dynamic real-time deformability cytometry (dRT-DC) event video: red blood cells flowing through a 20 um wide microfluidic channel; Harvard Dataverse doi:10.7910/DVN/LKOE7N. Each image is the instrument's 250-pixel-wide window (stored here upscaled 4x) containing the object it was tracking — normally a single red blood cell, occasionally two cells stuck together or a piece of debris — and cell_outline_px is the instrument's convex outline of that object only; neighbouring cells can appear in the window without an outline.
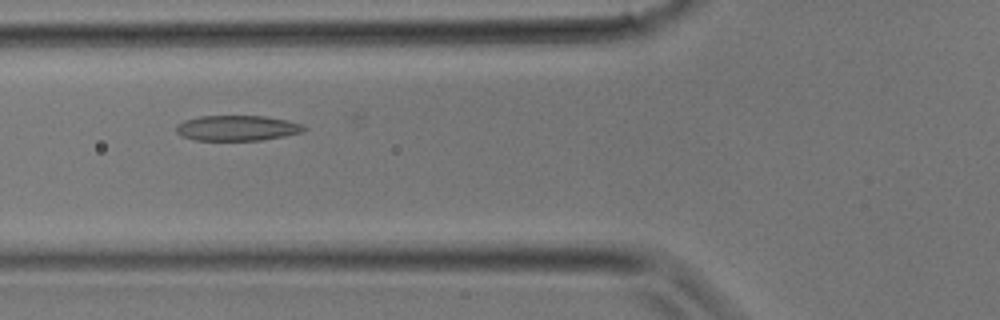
{"species": "common noctule bat (a hibernating species)", "species_latin": "Nyctalus noctula", "temperature_condition": "room temperature", "stored_images_in_passage": 19, "camera_frame_rate_fps": 3000, "um_per_image_px": 0.085, "animal": {"sex": "male", "body_mass_g": 17.9}, "frame": {"image": 1, "passage_image": 3, "time_ms": 0.667, "image_size_px": [1000, 320], "cell_outline_px": [[304, 132], [284, 136], [260, 140], [196, 140], [180, 136], [176, 132], [176, 124], [184, 120], [200, 116], [264, 116], [284, 120], [300, 124], [304, 128]], "centroid_in_image_um": [20.08, 10.89], "position_along_channel_um": 105.7, "area_um2": 18.73}}
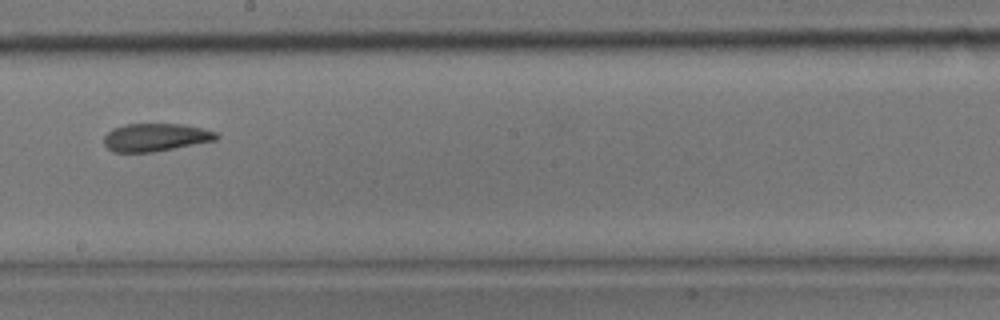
{"frame": {"image": 2, "passage_image": 9, "time_ms": 2.667, "image_size_px": [1000, 320], "cell_outline_px": [[220, 136], [216, 140], [152, 152], [112, 152], [104, 144], [104, 136], [112, 128], [124, 124], [184, 124], [216, 132]], "centroid_in_image_um": [13.19, 11.67], "position_along_channel_um": 235.0, "area_um2": 18.21}}
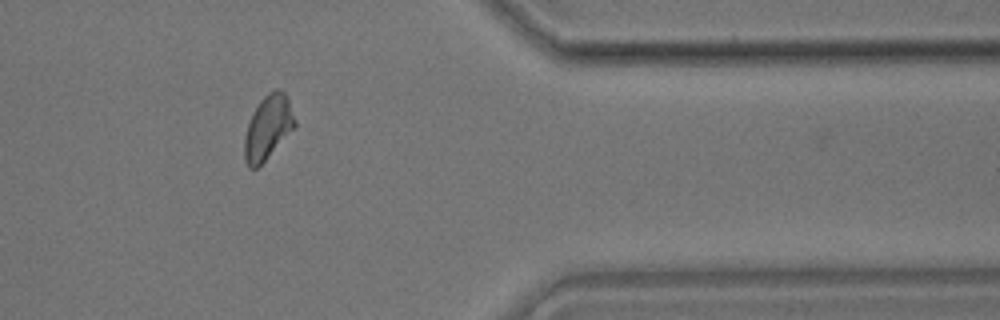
{"frame": {"image": 3, "passage_image": 17, "time_ms": 5.333, "image_size_px": [1000, 320], "cell_outline_px": [[296, 128], [256, 168], [248, 168], [244, 160], [244, 140], [248, 124], [252, 112], [260, 100], [272, 88], [276, 88], [284, 92], [288, 96], [296, 120]], "centroid_in_image_um": [22.8, 10.79], "position_along_channel_um": 388.6, "area_um2": 19.02}}